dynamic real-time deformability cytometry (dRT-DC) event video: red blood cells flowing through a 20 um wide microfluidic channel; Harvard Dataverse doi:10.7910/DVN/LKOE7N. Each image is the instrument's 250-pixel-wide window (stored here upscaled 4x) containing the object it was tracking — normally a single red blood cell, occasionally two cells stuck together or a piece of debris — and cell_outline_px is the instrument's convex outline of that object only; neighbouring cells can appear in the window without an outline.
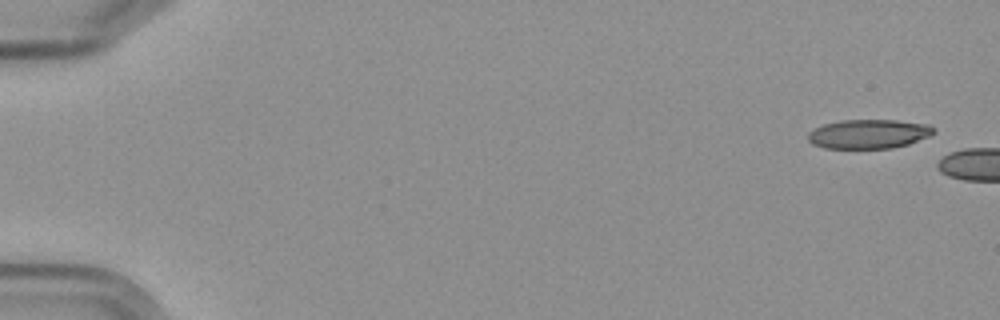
{"species": "Egyptian fruit bat (a non-hibernating species)", "species_latin": "Rousettus aegyptiacus", "temperature_condition": "cold", "stored_images_in_passage": 3, "camera_frame_rate_fps": 3000, "um_per_image_px": 0.085, "frame": {"image": 1, "passage_image": 1, "time_ms": 0.0, "image_size_px": [1000, 320], "cell_outline_px": [[936, 132], [928, 136], [908, 144], [892, 148], [824, 148], [812, 144], [808, 140], [808, 132], [824, 124], [840, 120], [896, 120], [928, 124], [936, 128]], "centroid_in_image_um": [73.84, 11.38], "position_along_channel_um": 11.2, "area_um2": 21.39}}